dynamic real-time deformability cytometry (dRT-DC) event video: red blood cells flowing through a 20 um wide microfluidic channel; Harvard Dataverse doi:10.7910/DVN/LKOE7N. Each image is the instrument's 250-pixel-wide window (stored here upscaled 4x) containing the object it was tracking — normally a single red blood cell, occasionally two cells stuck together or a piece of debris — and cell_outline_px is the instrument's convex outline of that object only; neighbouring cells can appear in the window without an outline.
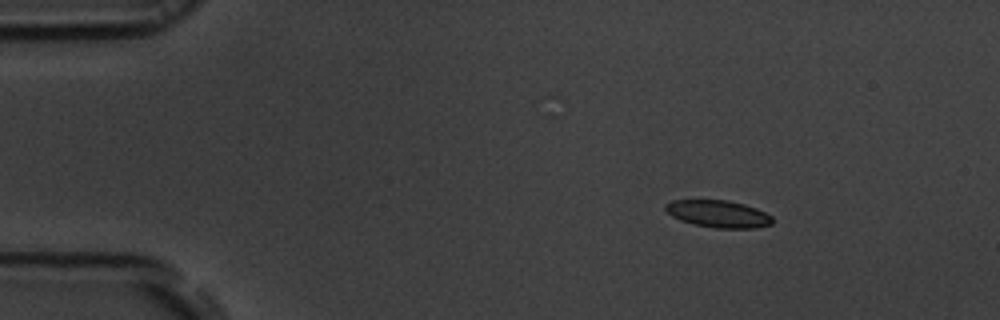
{"species": "common noctule bat (a hibernating species)", "species_latin": "Nyctalus noctula", "temperature_condition": "room temperature", "stored_images_in_passage": 46, "camera_frame_rate_fps": 3000, "um_per_image_px": 0.085, "animal": {"sex": "male", "body_mass_g": 19.5, "forearm_length_mm": 54.6}, "frame": {"image": 1, "passage_image": 1, "time_ms": 0.0, "image_size_px": [1000, 320], "cell_outline_px": [[772, 224], [756, 228], [716, 228], [692, 224], [680, 220], [672, 216], [664, 208], [664, 204], [672, 200], [728, 200], [744, 204], [756, 208], [772, 216]], "centroid_in_image_um": [61.04, 18.18], "position_along_channel_um": 24.0, "area_um2": 16.99}}
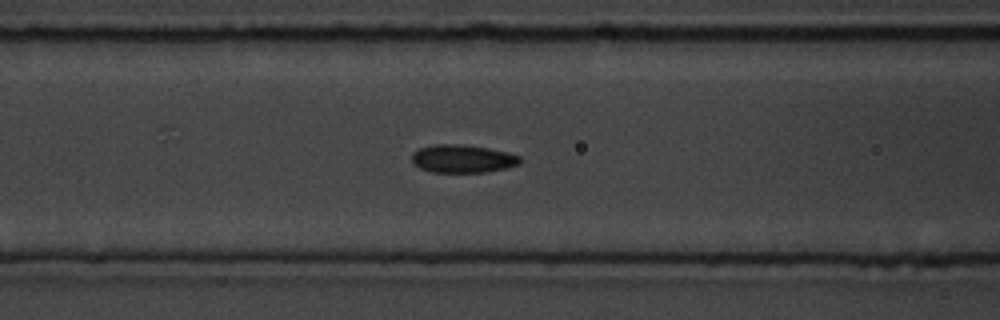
{"frame": {"image": 2, "passage_image": 15, "time_ms": 4.667, "image_size_px": [1000, 320], "cell_outline_px": [[520, 164], [504, 168], [484, 172], [432, 172], [420, 168], [412, 164], [412, 152], [420, 148], [436, 144], [456, 144], [488, 148], [508, 152], [520, 156]], "centroid_in_image_um": [39.29, 13.49], "position_along_channel_um": 127.3, "area_um2": 17.57}}
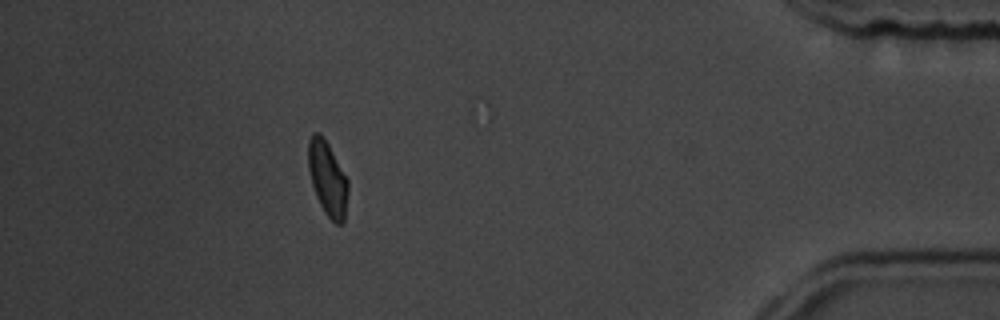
{"frame": {"image": 3, "passage_image": 41, "time_ms": 13.333, "image_size_px": [1000, 320], "cell_outline_px": [[348, 188], [344, 224], [336, 224], [324, 212], [316, 196], [312, 184], [308, 168], [308, 140], [312, 132], [320, 132], [328, 144], [348, 180]], "centroid_in_image_um": [27.83, 15.16], "position_along_channel_um": 407.4, "area_um2": 17.22}, "authors_computed_cell_mechanics": {"area_um2": 17.34, "velocity_mm_per_s": 3.8248, "shape_relaxation_time_tau1_ms": 2.8081, "shape_relaxation_time_tau2_ms": 1.8395, "deformation_change_tau1": 0.0991, "deformation_change_tau2": 0.067}}